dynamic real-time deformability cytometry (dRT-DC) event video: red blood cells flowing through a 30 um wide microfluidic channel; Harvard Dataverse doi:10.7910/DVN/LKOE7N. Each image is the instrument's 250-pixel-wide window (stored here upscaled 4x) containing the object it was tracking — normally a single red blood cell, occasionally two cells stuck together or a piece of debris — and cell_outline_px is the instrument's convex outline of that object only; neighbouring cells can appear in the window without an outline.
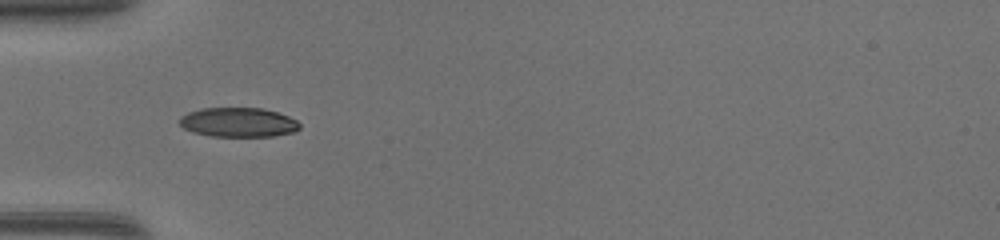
{"species": "common noctule bat (a hibernating species)", "species_latin": "Nyctalus noctula", "temperature_condition": "warm", "stored_images_in_passage": 48, "camera_frame_rate_fps": 3000, "um_per_image_px": 0.085, "animal": {"sex": "female", "body_mass_g": 17.0, "forearm_length_mm": 48.0}, "frame": {"image": 1, "passage_image": 16, "time_ms": 5.0, "image_size_px": [1000, 240], "cell_outline_px": [[300, 128], [296, 132], [272, 136], [212, 136], [192, 132], [184, 128], [180, 124], [180, 116], [188, 112], [204, 108], [264, 108], [288, 116], [296, 120], [300, 124]], "centroid_in_image_um": [20.27, 10.4], "position_along_channel_um": 64.7, "area_um2": 20.58}}
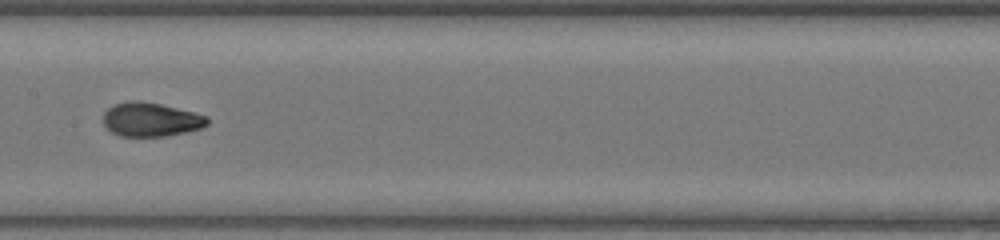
{"frame": {"image": 2, "passage_image": 25, "time_ms": 8.0, "image_size_px": [1000, 240], "cell_outline_px": [[208, 124], [200, 128], [184, 132], [164, 136], [120, 136], [112, 132], [104, 124], [104, 112], [112, 104], [128, 100], [140, 100], [160, 104], [208, 116]], "centroid_in_image_um": [12.79, 10.14], "position_along_channel_um": 194.6, "area_um2": 20.46}}
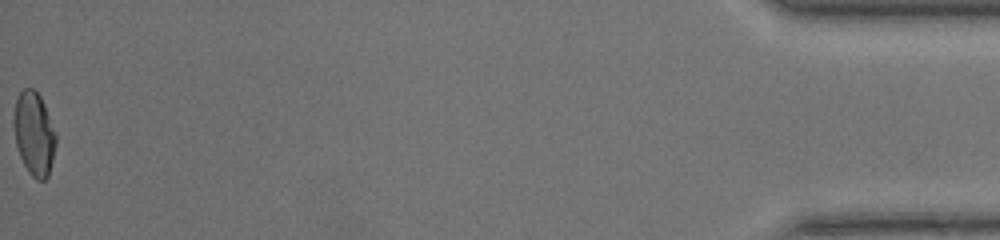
{"frame": {"image": 3, "passage_image": 48, "time_ms": 15.667, "image_size_px": [1000, 240], "cell_outline_px": [[56, 144], [48, 176], [44, 180], [36, 180], [28, 172], [20, 156], [16, 144], [12, 120], [16, 100], [20, 92], [24, 88], [32, 88], [40, 96], [44, 104], [56, 132]], "centroid_in_image_um": [2.89, 11.36], "position_along_channel_um": 432.3, "area_um2": 20.52}, "authors_computed_cell_mechanics": {"area_um2": 19.9988, "velocity_mm_per_s": 4.3822, "shape_relaxation_time_tau1_ms": 5.4091, "shape_relaxation_time_tau2_ms": 0.8261, "deformation_change_tau1": 0.2342, "deformation_change_tau2": 0.0519}}